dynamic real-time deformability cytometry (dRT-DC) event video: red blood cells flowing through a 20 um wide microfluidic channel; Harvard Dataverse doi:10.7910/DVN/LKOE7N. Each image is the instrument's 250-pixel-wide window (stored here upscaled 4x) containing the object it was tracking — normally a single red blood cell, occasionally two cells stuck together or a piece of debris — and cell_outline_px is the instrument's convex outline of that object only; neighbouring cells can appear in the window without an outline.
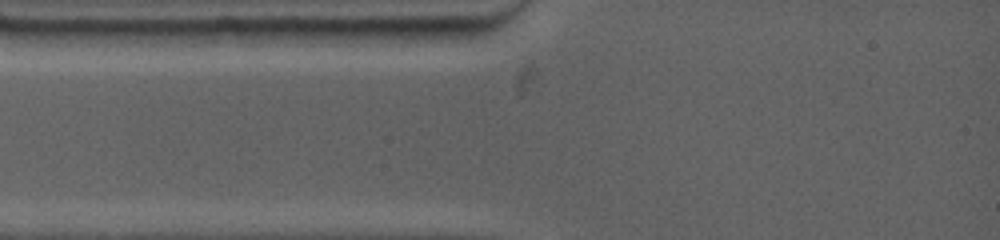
{"species": "common noctule bat (a hibernating species)", "species_latin": "Nyctalus noctula", "temperature_condition": "warm", "stored_images_in_passage": 1, "camera_frame_rate_fps": 4500, "um_per_image_px": 0.085, "animal": {"sex": "female", "body_mass_g": 19.0, "forearm_length_mm": 53.3}, "frame": {"image": 1, "passage_image": 1, "time_ms": 0.0, "image_size_px": [1000, 240], "cell_outline_px": [[464, 28], [456, 36], [440, 44], [368, 44], [364, 28]], "centroid_in_image_um": [34.87, 3.02], "position_along_channel_um": 50.1, "area_um2": 10.17}}